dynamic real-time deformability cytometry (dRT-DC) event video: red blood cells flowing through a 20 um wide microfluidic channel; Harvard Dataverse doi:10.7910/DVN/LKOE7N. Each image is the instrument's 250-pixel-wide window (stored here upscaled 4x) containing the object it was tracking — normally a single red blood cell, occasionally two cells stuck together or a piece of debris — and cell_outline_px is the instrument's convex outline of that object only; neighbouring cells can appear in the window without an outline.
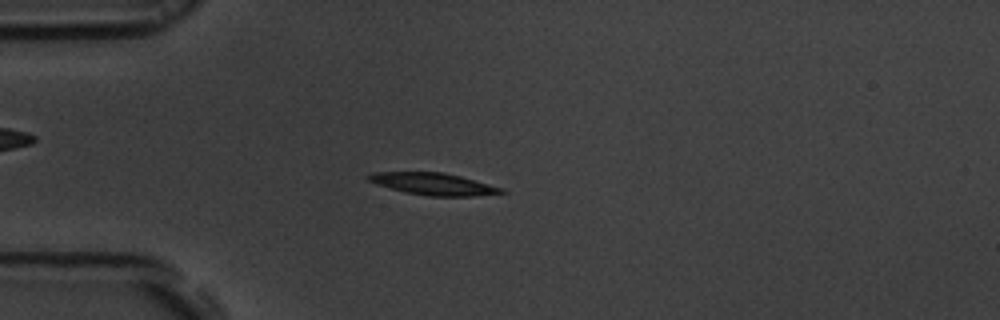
{"species": "common noctule bat (a hibernating species)", "species_latin": "Nyctalus noctula", "temperature_condition": "room temperature", "stored_images_in_passage": 51, "camera_frame_rate_fps": 3000, "um_per_image_px": 0.085, "animal": {"sex": "male", "body_mass_g": 19.5, "forearm_length_mm": 54.6}, "frame": {"image": 1, "passage_image": 11, "time_ms": 3.333, "image_size_px": [1000, 320], "cell_outline_px": [[508, 192], [476, 196], [428, 196], [404, 192], [368, 180], [364, 176], [372, 172], [444, 172], [460, 176], [504, 188]], "centroid_in_image_um": [36.87, 15.63], "position_along_channel_um": 48.1, "area_um2": 16.99}}
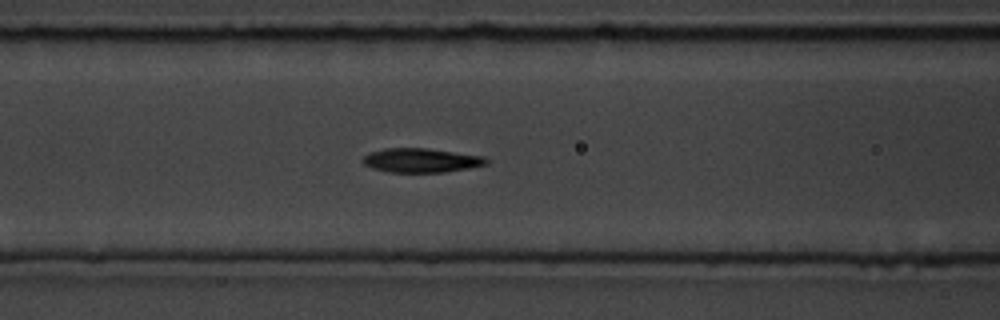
{"frame": {"image": 2, "passage_image": 19, "time_ms": 6.0, "image_size_px": [1000, 320], "cell_outline_px": [[488, 164], [468, 168], [444, 172], [388, 172], [372, 168], [364, 164], [360, 160], [364, 156], [372, 152], [384, 148], [428, 148], [484, 156], [488, 160]], "centroid_in_image_um": [35.79, 13.62], "position_along_channel_um": 130.8, "area_um2": 17.4}}
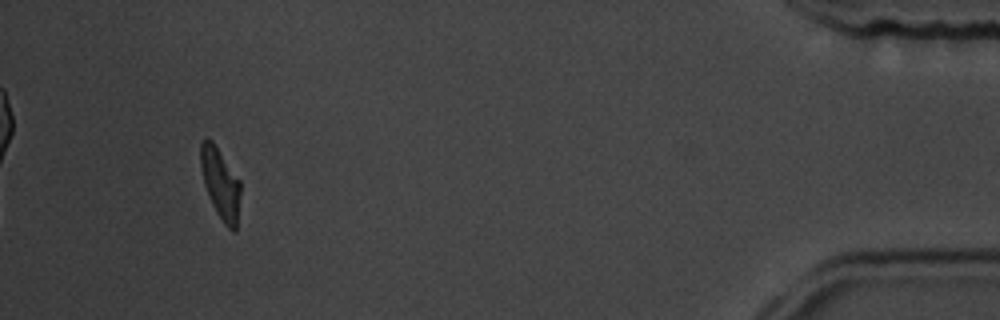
{"frame": {"image": 3, "passage_image": 48, "time_ms": 15.667, "image_size_px": [1000, 320], "cell_outline_px": [[240, 192], [236, 232], [232, 232], [224, 224], [216, 212], [208, 196], [204, 184], [200, 168], [200, 144], [204, 136], [208, 136], [212, 140], [240, 180]], "centroid_in_image_um": [18.71, 15.57], "position_along_channel_um": 416.5, "area_um2": 16.65}, "authors_computed_cell_mechanics": {"area_um2": 17.2244, "velocity_mm_per_s": 3.6795, "shape_relaxation_time_tau1_ms": 2.6748, "shape_relaxation_time_tau2_ms": 2.332, "deformation_change_tau1": 0.1679, "deformation_change_tau2": 0.0844}}